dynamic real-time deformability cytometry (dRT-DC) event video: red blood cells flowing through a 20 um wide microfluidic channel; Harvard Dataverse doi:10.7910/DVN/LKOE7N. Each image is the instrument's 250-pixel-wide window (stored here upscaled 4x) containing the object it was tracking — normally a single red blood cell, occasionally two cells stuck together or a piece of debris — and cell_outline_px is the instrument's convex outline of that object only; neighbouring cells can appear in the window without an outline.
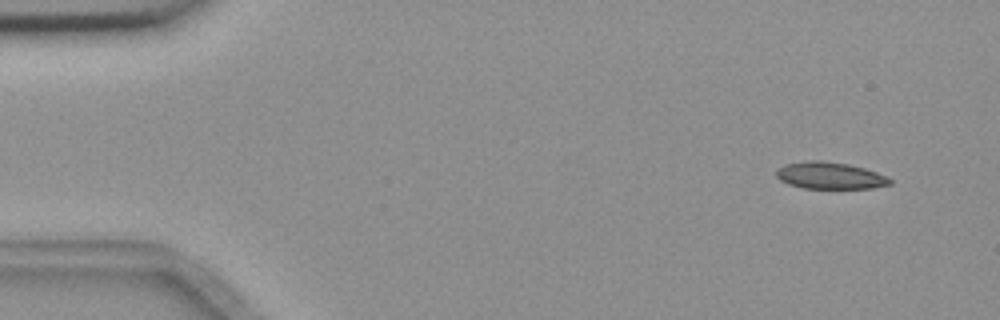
{"species": "common noctule bat (a hibernating species)", "species_latin": "Nyctalus noctula", "temperature_condition": "room temperature", "stored_images_in_passage": 4, "camera_frame_rate_fps": 3000, "um_per_image_px": 0.085, "animal": {"sex": "female", "body_mass_g": 18.4}, "frame": {"image": 1, "passage_image": 1, "time_ms": 0.0, "image_size_px": [1000, 320], "cell_outline_px": [[892, 184], [872, 188], [804, 188], [788, 184], [780, 180], [776, 176], [776, 172], [780, 168], [788, 164], [808, 160], [820, 160], [848, 164], [864, 168], [888, 176], [892, 180]], "centroid_in_image_um": [70.58, 14.93], "position_along_channel_um": 14.4, "area_um2": 17.69}}
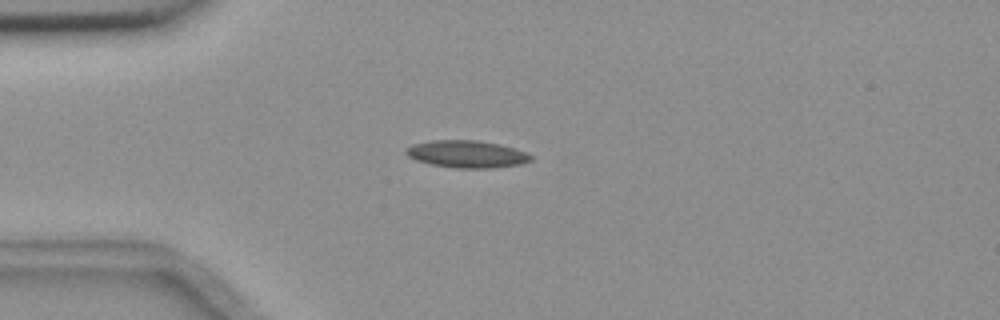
{"frame": {"image": 2, "passage_image": 4, "time_ms": 3.333, "image_size_px": [1000, 320], "cell_outline_px": [[532, 160], [520, 164], [492, 168], [456, 168], [432, 164], [416, 160], [408, 156], [404, 152], [404, 148], [412, 144], [432, 140], [476, 140], [500, 144], [524, 152], [532, 156]], "centroid_in_image_um": [39.63, 13.09], "position_along_channel_um": 45.4, "area_um2": 19.77}}